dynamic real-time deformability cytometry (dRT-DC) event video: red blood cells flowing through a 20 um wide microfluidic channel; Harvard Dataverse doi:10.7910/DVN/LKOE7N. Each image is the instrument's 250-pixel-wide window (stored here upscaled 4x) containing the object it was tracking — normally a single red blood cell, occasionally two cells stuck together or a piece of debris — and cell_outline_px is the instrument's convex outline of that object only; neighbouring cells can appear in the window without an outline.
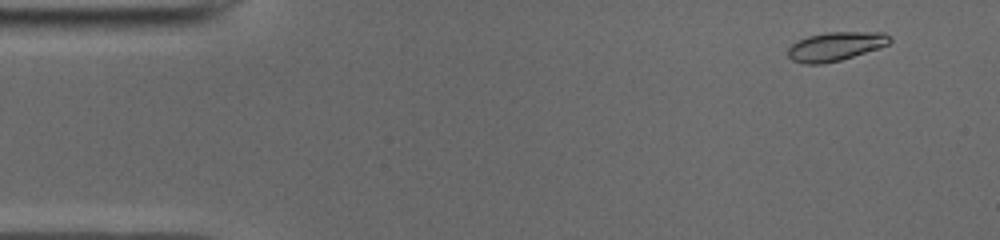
{"species": "common noctule bat (a hibernating species)", "species_latin": "Nyctalus noctula", "temperature_condition": "cold", "stored_images_in_passage": 6, "camera_frame_rate_fps": 3000, "um_per_image_px": 0.085, "animal": {"sex": "male", "body_mass_g": 19.0, "forearm_length_mm": 50.8}, "frame": {"image": 1, "passage_image": 1, "time_ms": 0.0, "image_size_px": [1000, 240], "cell_outline_px": [[892, 40], [888, 44], [880, 48], [840, 60], [820, 64], [804, 64], [792, 60], [788, 56], [788, 48], [792, 44], [808, 36], [828, 32], [884, 32]], "centroid_in_image_um": [71.03, 3.94], "position_along_channel_um": 14.0, "area_um2": 16.99}}